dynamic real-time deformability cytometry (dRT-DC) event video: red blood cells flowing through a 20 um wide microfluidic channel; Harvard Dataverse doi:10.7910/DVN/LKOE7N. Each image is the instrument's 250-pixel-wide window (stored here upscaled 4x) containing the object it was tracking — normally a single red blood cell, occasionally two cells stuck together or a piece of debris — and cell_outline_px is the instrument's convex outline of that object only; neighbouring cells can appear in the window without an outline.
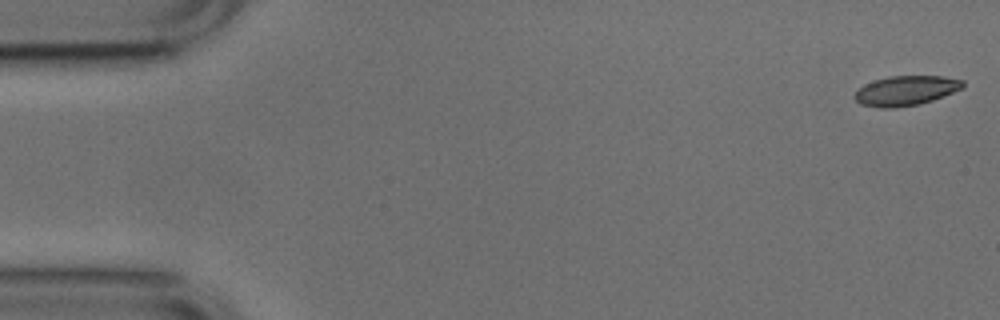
{"species": "common noctule bat (a hibernating species)", "species_latin": "Nyctalus noctula", "temperature_condition": "cold", "stored_images_in_passage": 52, "camera_frame_rate_fps": 3000, "um_per_image_px": 0.085, "animal": {"sex": "male", "body_mass_g": 17.9, "forearm_length_mm": 54.2}, "frame": {"image": 1, "passage_image": 1, "time_ms": 0.0, "image_size_px": [1000, 320], "cell_outline_px": [[964, 88], [932, 100], [920, 104], [896, 108], [880, 108], [860, 104], [852, 96], [864, 84], [872, 80], [888, 76], [940, 76], [964, 80]], "centroid_in_image_um": [76.98, 7.7], "position_along_channel_um": 8.0, "area_um2": 18.9}}
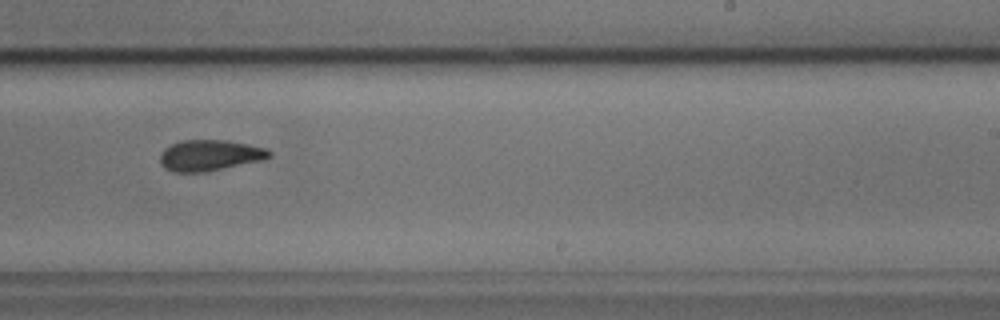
{"frame": {"image": 2, "passage_image": 32, "time_ms": 10.333, "image_size_px": [1000, 320], "cell_outline_px": [[272, 156], [264, 160], [204, 172], [172, 172], [164, 168], [160, 164], [160, 156], [164, 148], [172, 144], [184, 140], [228, 140], [268, 148], [272, 152]], "centroid_in_image_um": [17.86, 13.2], "position_along_channel_um": 271.1, "area_um2": 19.88}}
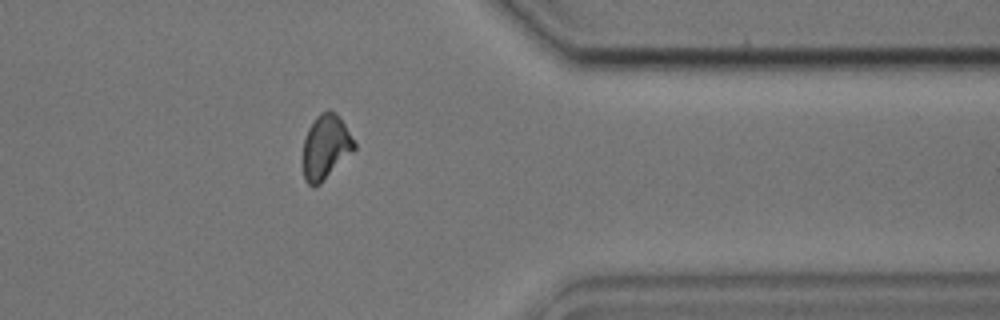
{"frame": {"image": 3, "passage_image": 42, "time_ms": 13.667, "image_size_px": [1000, 320], "cell_outline_px": [[356, 148], [320, 184], [312, 188], [304, 180], [304, 136], [308, 128], [316, 116], [320, 112], [336, 112], [344, 124], [356, 144]], "centroid_in_image_um": [27.67, 12.51], "position_along_channel_um": 383.7, "area_um2": 19.02}, "authors_computed_cell_mechanics": {"area_um2": 19.652, "velocity_mm_per_s": 3.7822, "shape_relaxation_time_tau1_ms": 5.9958, "shape_relaxation_time_tau2_ms": 2.6947, "deformation_change_tau1": 0.1697, "deformation_change_tau2": 0.094}}